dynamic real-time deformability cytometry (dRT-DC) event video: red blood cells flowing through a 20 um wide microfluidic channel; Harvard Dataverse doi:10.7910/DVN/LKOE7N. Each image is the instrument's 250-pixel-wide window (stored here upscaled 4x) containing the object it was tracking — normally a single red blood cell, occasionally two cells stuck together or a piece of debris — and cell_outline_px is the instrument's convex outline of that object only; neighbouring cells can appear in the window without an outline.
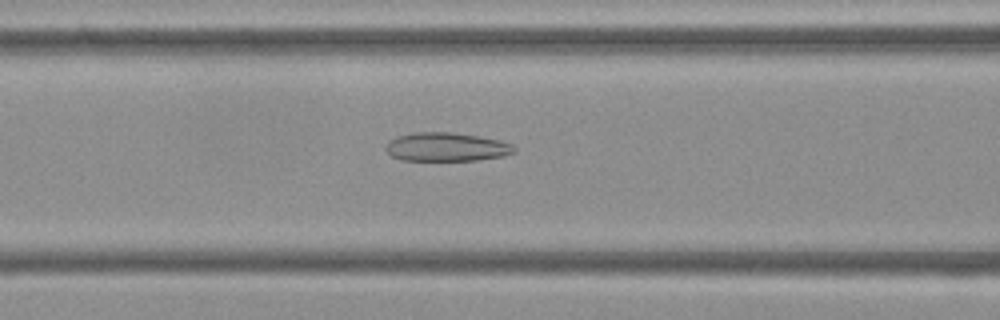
{"species": "Egyptian fruit bat (a non-hibernating species)", "species_latin": "Rousettus aegyptiacus", "temperature_condition": "cold", "stored_images_in_passage": 53, "camera_frame_rate_fps": 3000, "um_per_image_px": 0.085, "frame": {"image": 1, "passage_image": 21, "time_ms": 6.667, "image_size_px": [1000, 320], "cell_outline_px": [[516, 152], [504, 156], [476, 160], [400, 160], [392, 156], [384, 148], [388, 140], [396, 136], [416, 132], [452, 132], [480, 136], [500, 140], [512, 144], [516, 148]], "centroid_in_image_um": [37.95, 12.48], "position_along_channel_um": 128.7, "area_um2": 21.68}}
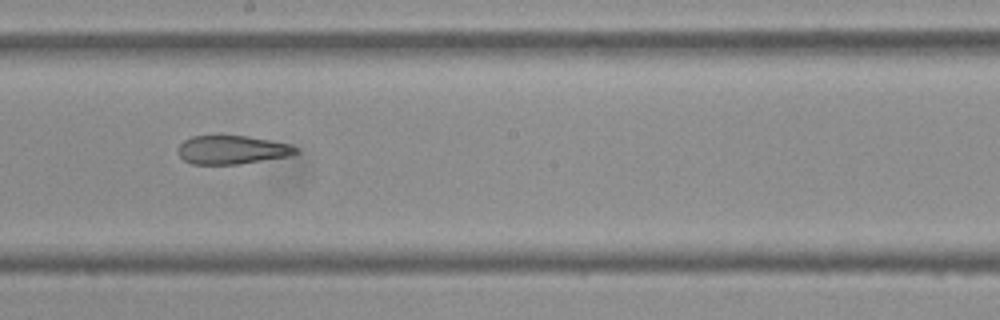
{"frame": {"image": 2, "passage_image": 29, "time_ms": 9.333, "image_size_px": [1000, 320], "cell_outline_px": [[296, 152], [288, 156], [240, 164], [192, 164], [184, 160], [176, 152], [180, 144], [184, 140], [192, 136], [248, 136], [292, 144], [296, 148]], "centroid_in_image_um": [19.69, 12.73], "position_along_channel_um": 228.5, "area_um2": 19.54}}
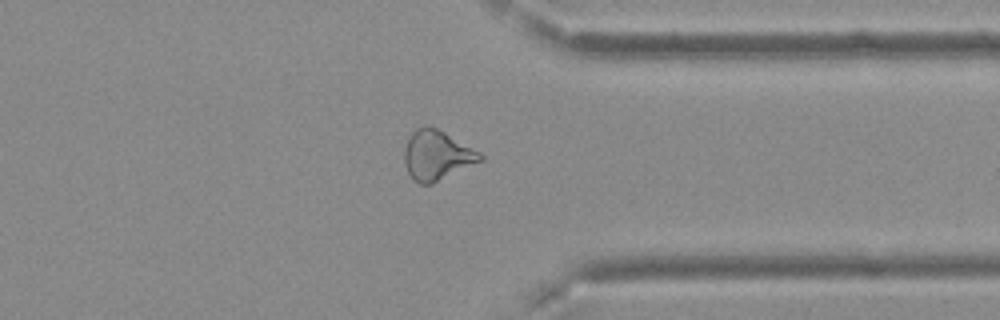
{"frame": {"image": 3, "passage_image": 41, "time_ms": 13.333, "image_size_px": [1000, 320], "cell_outline_px": [[484, 160], [432, 184], [420, 184], [412, 180], [408, 172], [404, 160], [404, 148], [412, 132], [416, 128], [424, 124], [428, 124], [444, 132], [480, 152], [484, 156]], "centroid_in_image_um": [37.13, 13.2], "position_along_channel_um": 374.3, "area_um2": 22.08}, "authors_computed_cell_mechanics": {"area_um2": 22.9466, "velocity_mm_per_s": 3.7425, "shape_relaxation_time_tau1_ms": null, "shape_relaxation_time_tau2_ms": 4.4578, "deformation_change_tau1": null, "deformation_change_tau2": 0.1445}}